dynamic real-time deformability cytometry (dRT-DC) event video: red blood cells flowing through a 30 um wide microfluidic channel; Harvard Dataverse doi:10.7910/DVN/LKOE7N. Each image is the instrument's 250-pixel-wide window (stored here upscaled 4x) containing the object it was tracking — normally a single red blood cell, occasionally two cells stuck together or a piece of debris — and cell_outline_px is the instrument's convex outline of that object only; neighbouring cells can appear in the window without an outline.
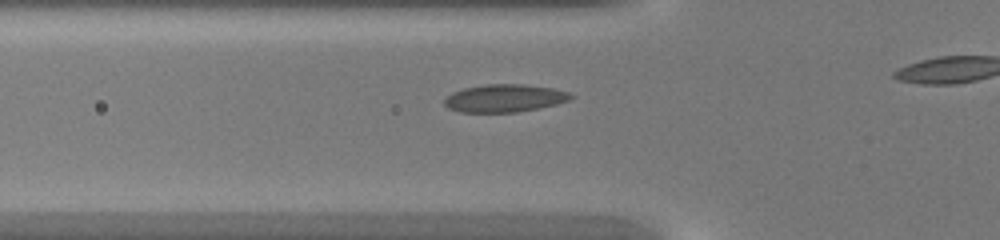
{"species": "common noctule bat (a hibernating species)", "species_latin": "Nyctalus noctula", "temperature_condition": "warm", "stored_images_in_passage": 28, "camera_frame_rate_fps": 3000, "um_per_image_px": 0.085, "animal": {"sex": "female", "body_mass_g": 20.0, "forearm_length_mm": 54.0}, "frame": {"image": 1, "passage_image": 7, "time_ms": 2.0, "image_size_px": [1000, 240], "cell_outline_px": [[576, 96], [568, 100], [556, 104], [516, 112], [460, 112], [448, 108], [444, 104], [444, 100], [452, 92], [464, 88], [484, 84], [524, 84], [552, 88], [568, 92]], "centroid_in_image_um": [42.87, 8.34], "position_along_channel_um": 82.9, "area_um2": 20.35}}
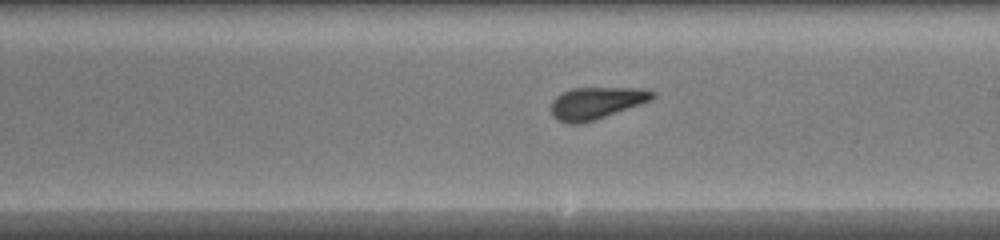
{"frame": {"image": 2, "passage_image": 17, "time_ms": 5.333, "image_size_px": [1000, 240], "cell_outline_px": [[656, 96], [652, 100], [580, 124], [568, 124], [556, 120], [552, 116], [552, 100], [556, 96], [572, 88], [644, 88], [656, 92]], "centroid_in_image_um": [50.68, 8.75], "position_along_channel_um": 238.3, "area_um2": 18.79}}
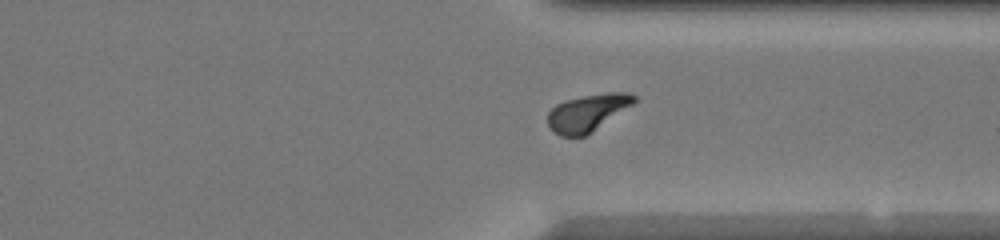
{"frame": {"image": 3, "passage_image": 25, "time_ms": 8.0, "image_size_px": [1000, 240], "cell_outline_px": [[636, 100], [632, 104], [592, 132], [584, 136], [560, 136], [548, 124], [548, 112], [556, 104], [568, 100], [584, 96], [608, 92], [628, 92], [636, 96]], "centroid_in_image_um": [49.94, 9.57], "position_along_channel_um": 361.5, "area_um2": 18.21}}